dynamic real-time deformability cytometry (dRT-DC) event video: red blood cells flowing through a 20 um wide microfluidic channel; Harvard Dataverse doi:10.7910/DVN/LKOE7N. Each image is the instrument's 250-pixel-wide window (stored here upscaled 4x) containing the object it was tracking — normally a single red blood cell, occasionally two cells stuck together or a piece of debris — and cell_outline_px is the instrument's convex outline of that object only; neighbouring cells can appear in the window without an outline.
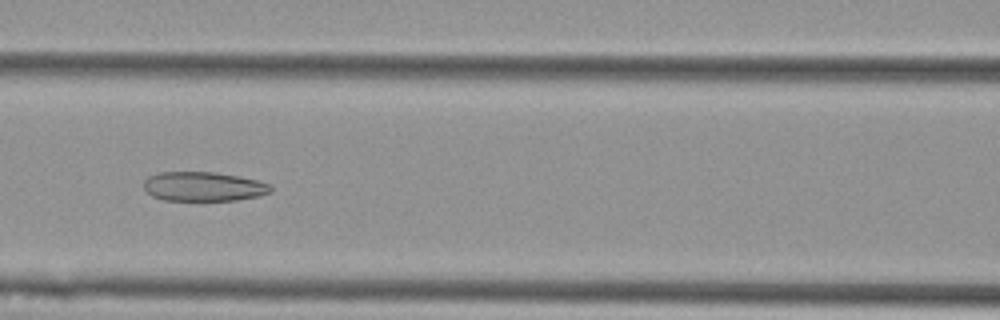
{"species": "Egyptian fruit bat (a non-hibernating species)", "species_latin": "Rousettus aegyptiacus", "temperature_condition": "cold", "stored_images_in_passage": 55, "camera_frame_rate_fps": 3000, "um_per_image_px": 0.085, "animal": {"sex": "female"}, "frame": {"image": 1, "passage_image": 24, "time_ms": 7.667, "image_size_px": [1000, 320], "cell_outline_px": [[272, 192], [256, 196], [236, 200], [164, 200], [152, 196], [144, 188], [144, 180], [148, 176], [160, 172], [216, 172], [256, 180], [268, 184], [272, 188]], "centroid_in_image_um": [17.26, 15.85], "position_along_channel_um": 149.3, "area_um2": 21.5}}
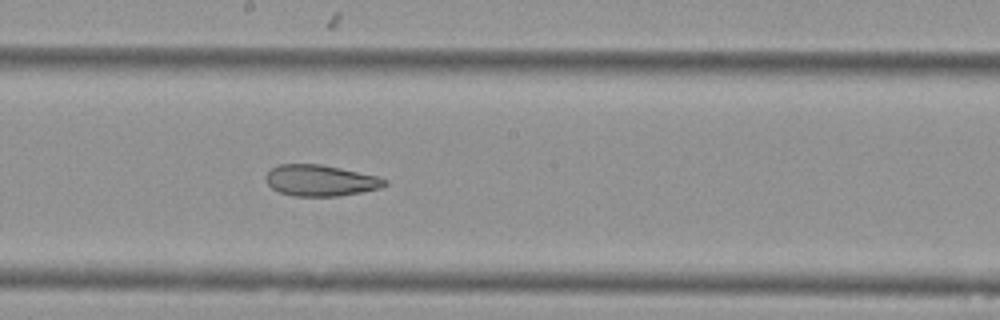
{"frame": {"image": 2, "passage_image": 30, "time_ms": 9.667, "image_size_px": [1000, 320], "cell_outline_px": [[388, 184], [380, 188], [340, 196], [292, 196], [280, 192], [272, 188], [268, 184], [268, 172], [272, 168], [280, 164], [320, 164], [380, 176], [388, 180]], "centroid_in_image_um": [27.3, 15.34], "position_along_channel_um": 220.9, "area_um2": 21.5}}
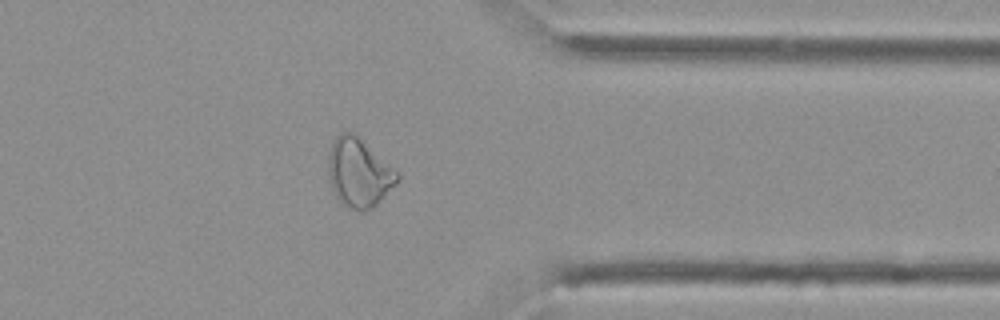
{"frame": {"image": 3, "passage_image": 44, "time_ms": 14.333, "image_size_px": [1000, 320], "cell_outline_px": [[400, 176], [396, 184], [372, 208], [360, 212], [348, 208], [336, 196], [332, 188], [328, 172], [328, 152], [332, 140], [340, 132], [352, 132], [400, 172]], "centroid_in_image_um": [30.5, 14.67], "position_along_channel_um": 380.9, "area_um2": 27.63}, "authors_computed_cell_mechanics": {"area_um2": 28.1486, "velocity_mm_per_s": 3.6017, "shape_relaxation_time_tau1_ms": null, "shape_relaxation_time_tau2_ms": 4.0712, "deformation_change_tau1": null, "deformation_change_tau2": 0.1153}}